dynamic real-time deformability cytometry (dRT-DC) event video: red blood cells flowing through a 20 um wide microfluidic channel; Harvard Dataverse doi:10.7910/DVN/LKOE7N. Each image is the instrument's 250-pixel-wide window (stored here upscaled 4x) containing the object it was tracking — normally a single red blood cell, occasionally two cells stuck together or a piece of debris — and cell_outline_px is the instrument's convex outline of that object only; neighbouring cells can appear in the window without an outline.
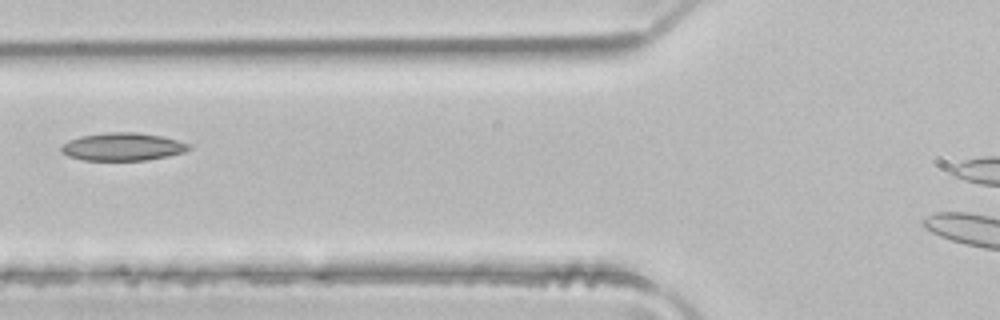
{"species": "common noctule bat (a hibernating species)", "species_latin": "Nyctalus noctula", "temperature_condition": "room temperature", "stored_images_in_passage": 5, "camera_frame_rate_fps": 3000, "um_per_image_px": 0.085, "animal": {"sex": "male", "body_mass_g": 21.5, "forearm_length_mm": 52.0}, "frame": {"image": 1, "passage_image": 5, "time_ms": 1.333, "image_size_px": [1000, 320], "cell_outline_px": [[192, 148], [188, 152], [148, 160], [84, 160], [68, 156], [60, 152], [60, 144], [68, 140], [80, 136], [104, 132], [136, 132], [160, 136], [176, 140], [188, 144]], "centroid_in_image_um": [10.39, 12.47], "position_along_channel_um": 115.4, "area_um2": 20.92}}